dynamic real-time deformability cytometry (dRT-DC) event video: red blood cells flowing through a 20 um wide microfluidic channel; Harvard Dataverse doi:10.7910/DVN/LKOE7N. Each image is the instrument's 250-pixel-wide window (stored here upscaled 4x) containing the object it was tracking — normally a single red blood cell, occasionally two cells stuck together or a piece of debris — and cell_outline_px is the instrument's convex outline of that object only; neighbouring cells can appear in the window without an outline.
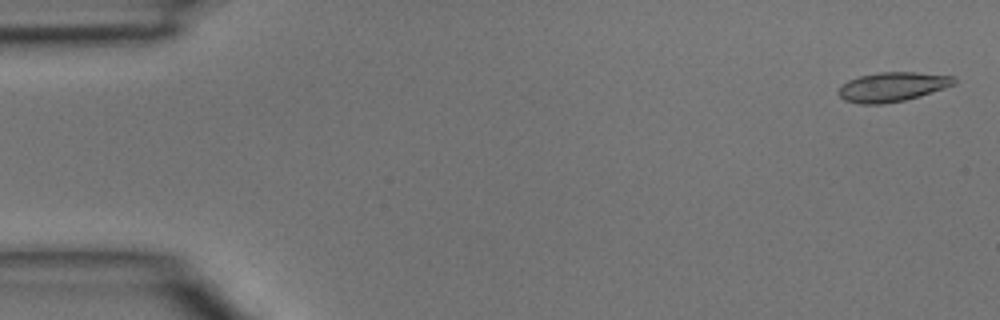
{"species": "common noctule bat (a hibernating species)", "species_latin": "Nyctalus noctula", "temperature_condition": "room temperature", "stored_images_in_passage": 46, "camera_frame_rate_fps": 3000, "um_per_image_px": 0.085, "animal": {"sex": "male", "body_mass_g": 15.6}, "frame": {"image": 1, "passage_image": 2, "time_ms": 0.333, "image_size_px": [1000, 320], "cell_outline_px": [[956, 84], [920, 96], [904, 100], [880, 104], [860, 104], [844, 100], [836, 92], [848, 80], [860, 76], [880, 72], [916, 72], [952, 76], [956, 80]], "centroid_in_image_um": [75.85, 7.38], "position_along_channel_um": 9.2, "area_um2": 19.65}}
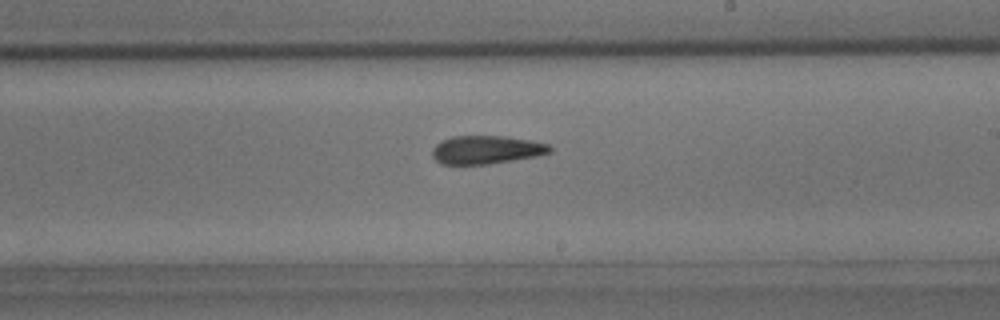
{"frame": {"image": 2, "passage_image": 27, "time_ms": 8.667, "image_size_px": [1000, 320], "cell_outline_px": [[552, 152], [536, 156], [488, 164], [440, 164], [432, 156], [432, 148], [440, 140], [452, 136], [504, 136], [532, 140], [548, 144], [552, 148]], "centroid_in_image_um": [41.32, 12.72], "position_along_channel_um": 247.7, "area_um2": 19.48}}
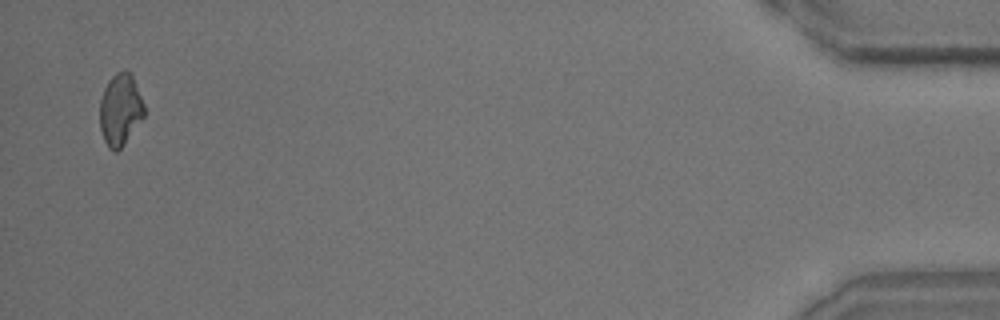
{"frame": {"image": 3, "passage_image": 45, "time_ms": 14.667, "image_size_px": [1000, 320], "cell_outline_px": [[144, 116], [124, 144], [116, 152], [112, 152], [108, 148], [104, 140], [100, 128], [100, 100], [104, 88], [108, 80], [116, 72], [124, 68], [132, 72], [144, 104]], "centroid_in_image_um": [10.22, 9.28], "position_along_channel_um": 425.0, "area_um2": 18.84}}